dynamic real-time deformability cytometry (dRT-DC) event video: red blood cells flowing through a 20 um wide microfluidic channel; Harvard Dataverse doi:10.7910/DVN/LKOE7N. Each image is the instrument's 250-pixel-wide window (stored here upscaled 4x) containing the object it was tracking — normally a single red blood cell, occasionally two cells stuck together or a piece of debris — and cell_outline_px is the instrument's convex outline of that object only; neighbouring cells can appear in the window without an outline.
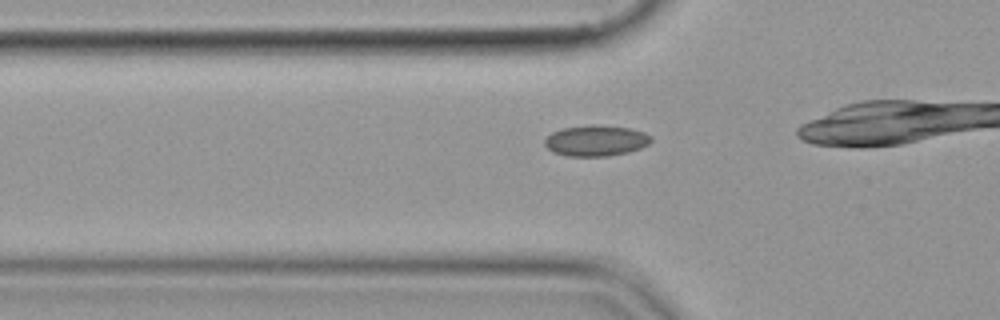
{"species": "common noctule bat (a hibernating species)", "species_latin": "Nyctalus noctula", "temperature_condition": "cold", "stored_images_in_passage": 18, "camera_frame_rate_fps": 3000, "um_per_image_px": 0.085, "animal": {"sex": "female", "body_mass_g": 19.9}, "frame": {"image": 1, "passage_image": 12, "time_ms": 3.667, "image_size_px": [1000, 320], "cell_outline_px": [[652, 140], [648, 144], [640, 148], [628, 152], [608, 156], [568, 156], [552, 152], [544, 144], [544, 140], [552, 132], [564, 128], [588, 124], [600, 124], [628, 128], [644, 132], [652, 136]], "centroid_in_image_um": [50.65, 11.94], "position_along_channel_um": 75.1, "area_um2": 19.25}}
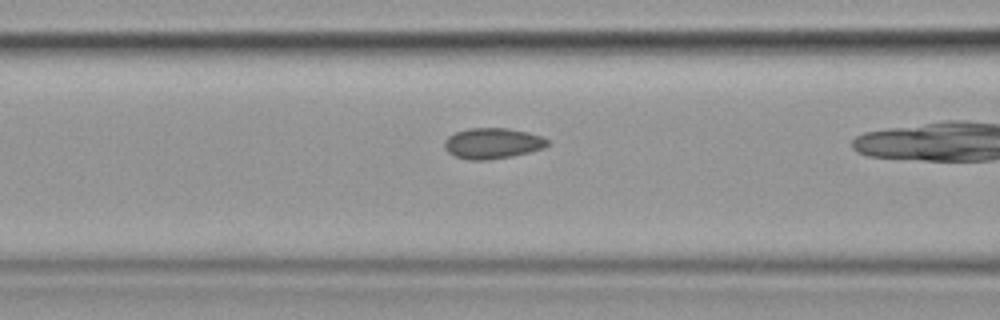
{"frame": {"image": 2, "passage_image": 16, "time_ms": 5.0, "image_size_px": [1000, 320], "cell_outline_px": [[548, 144], [544, 148], [512, 156], [488, 160], [468, 160], [456, 156], [448, 152], [444, 148], [444, 140], [448, 136], [456, 132], [468, 128], [508, 128], [528, 132], [540, 136], [548, 140]], "centroid_in_image_um": [41.84, 12.18], "position_along_channel_um": 124.8, "area_um2": 18.44}}